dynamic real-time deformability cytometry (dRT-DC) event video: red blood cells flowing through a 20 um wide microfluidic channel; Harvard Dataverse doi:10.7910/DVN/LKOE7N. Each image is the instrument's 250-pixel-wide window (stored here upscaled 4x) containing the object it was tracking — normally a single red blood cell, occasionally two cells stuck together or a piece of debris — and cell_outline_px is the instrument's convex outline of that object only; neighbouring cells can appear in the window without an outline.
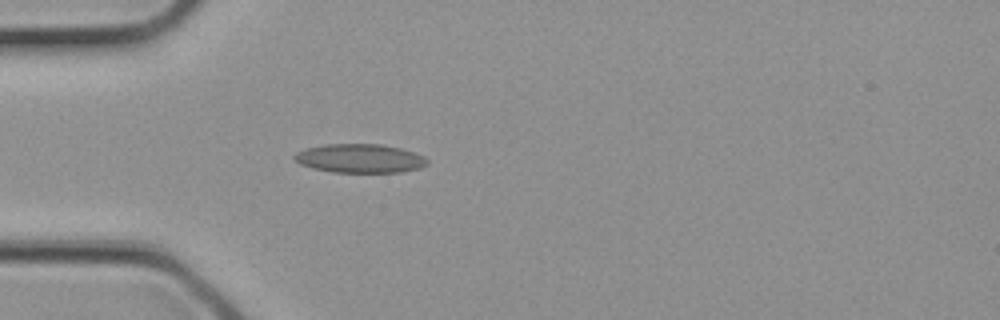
{"species": "common noctule bat (a hibernating species)", "species_latin": "Nyctalus noctula", "temperature_condition": "cold", "stored_images_in_passage": 3, "camera_frame_rate_fps": 3000, "um_per_image_px": 0.085, "animal": {"sex": "female", "body_mass_g": 21.9}, "frame": {"image": 1, "passage_image": 3, "time_ms": 0.667, "image_size_px": [1000, 320], "cell_outline_px": [[428, 164], [420, 168], [400, 172], [332, 172], [312, 168], [300, 164], [292, 156], [296, 152], [304, 148], [324, 144], [380, 144], [400, 148], [424, 156], [428, 160]], "centroid_in_image_um": [30.56, 13.46], "position_along_channel_um": 54.4, "area_um2": 22.37}}